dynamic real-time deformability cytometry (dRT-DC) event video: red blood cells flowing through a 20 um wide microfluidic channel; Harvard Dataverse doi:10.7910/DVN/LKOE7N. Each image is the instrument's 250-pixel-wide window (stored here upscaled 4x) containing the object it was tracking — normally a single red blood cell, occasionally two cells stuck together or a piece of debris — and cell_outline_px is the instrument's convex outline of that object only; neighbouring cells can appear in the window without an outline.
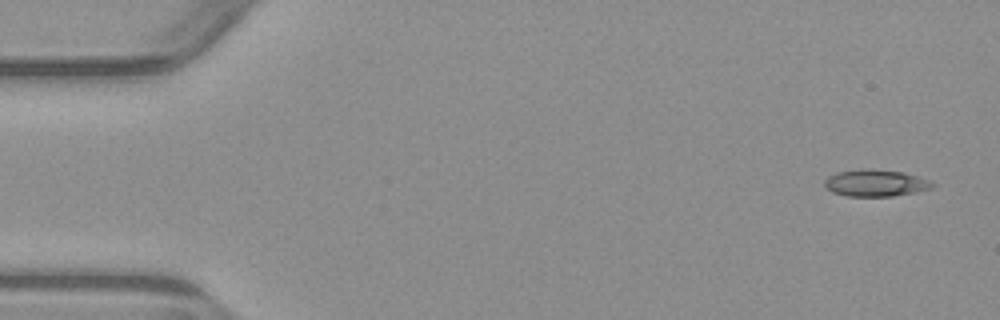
{"species": "common noctule bat (a hibernating species)", "species_latin": "Nyctalus noctula", "temperature_condition": "warm", "stored_images_in_passage": 4, "camera_frame_rate_fps": 3000, "um_per_image_px": 0.085, "animal": {"sex": "male", "body_mass_g": 23.1, "forearm_length_mm": 52.7}, "frame": {"image": 1, "passage_image": 1, "time_ms": 0.0, "image_size_px": [1000, 320], "cell_outline_px": [[936, 184], [932, 188], [916, 192], [892, 196], [848, 196], [832, 192], [824, 184], [824, 180], [828, 176], [836, 172], [864, 168], [904, 172], [928, 180]], "centroid_in_image_um": [74.41, 15.55], "position_along_channel_um": 10.6, "area_um2": 16.82}}
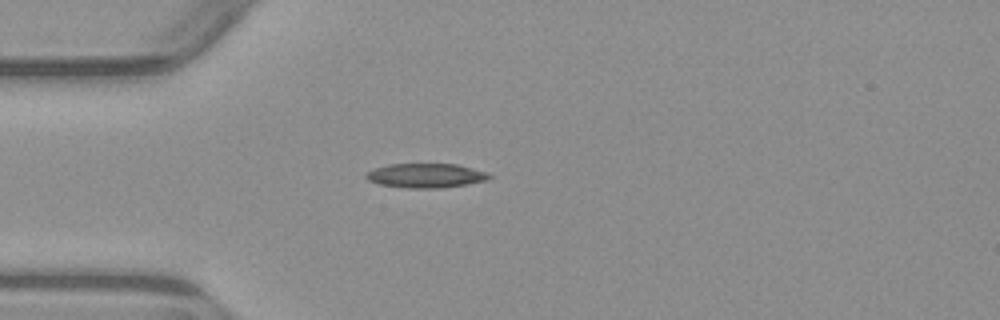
{"frame": {"image": 2, "passage_image": 4, "time_ms": 4.0, "image_size_px": [1000, 320], "cell_outline_px": [[492, 176], [488, 180], [468, 184], [436, 188], [408, 188], [380, 184], [368, 180], [364, 176], [368, 172], [376, 168], [388, 164], [456, 164], [488, 172]], "centroid_in_image_um": [36.23, 14.92], "position_along_channel_um": 48.8, "area_um2": 17.34}}